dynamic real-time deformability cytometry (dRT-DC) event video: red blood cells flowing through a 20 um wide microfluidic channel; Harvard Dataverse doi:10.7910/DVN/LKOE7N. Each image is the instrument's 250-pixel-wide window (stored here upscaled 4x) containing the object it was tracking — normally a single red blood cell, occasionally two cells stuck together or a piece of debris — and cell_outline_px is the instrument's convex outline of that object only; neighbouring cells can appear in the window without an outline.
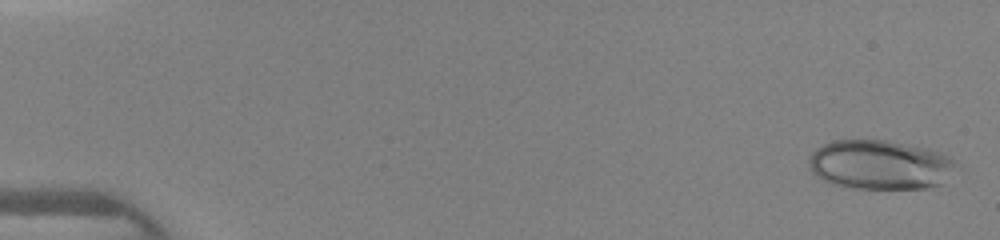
{"species": "human", "species_latin": "Homo sapiens", "temperature_condition": "warm", "stored_images_in_passage": 45, "camera_frame_rate_fps": 3000, "um_per_image_px": 0.085, "donor": {"sex": "female"}, "frame": {"image": 1, "passage_image": 1, "time_ms": 0.0, "image_size_px": [1000, 240], "cell_outline_px": [[960, 168], [940, 184], [928, 188], [844, 188], [832, 184], [816, 176], [808, 168], [808, 160], [812, 152], [816, 148], [832, 140], [888, 140], [928, 148], [952, 156], [960, 164]], "centroid_in_image_um": [74.84, 14.0], "position_along_channel_um": 10.2, "area_um2": 43.18}}
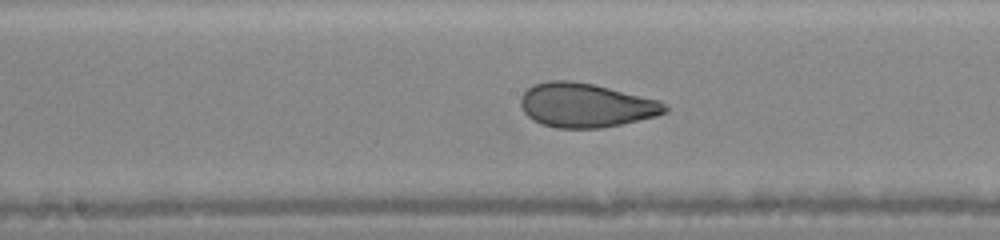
{"frame": {"image": 2, "passage_image": 24, "time_ms": 7.667, "image_size_px": [1000, 240], "cell_outline_px": [[668, 112], [656, 116], [620, 124], [600, 128], [556, 128], [540, 124], [532, 120], [524, 112], [520, 104], [520, 96], [528, 88], [536, 84], [548, 80], [572, 80], [592, 84], [660, 100], [668, 104]], "centroid_in_image_um": [49.79, 8.95], "position_along_channel_um": 198.4, "area_um2": 37.22}}
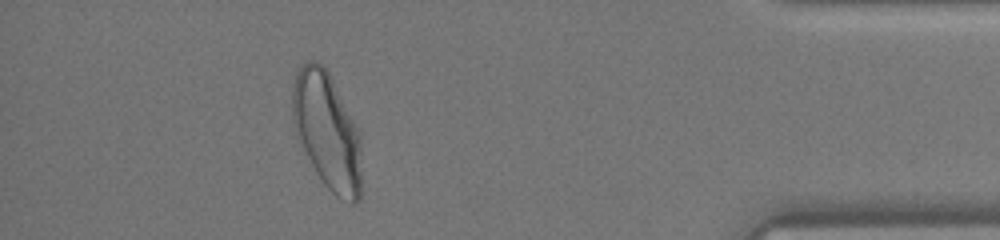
{"frame": {"image": 3, "passage_image": 41, "time_ms": 13.333, "image_size_px": [1000, 240], "cell_outline_px": [[360, 200], [356, 204], [348, 204], [336, 196], [324, 184], [316, 172], [296, 132], [292, 120], [292, 88], [296, 72], [308, 60], [316, 60], [328, 72], [360, 132]], "centroid_in_image_um": [27.81, 11.15], "position_along_channel_um": 407.4, "area_um2": 46.53}}